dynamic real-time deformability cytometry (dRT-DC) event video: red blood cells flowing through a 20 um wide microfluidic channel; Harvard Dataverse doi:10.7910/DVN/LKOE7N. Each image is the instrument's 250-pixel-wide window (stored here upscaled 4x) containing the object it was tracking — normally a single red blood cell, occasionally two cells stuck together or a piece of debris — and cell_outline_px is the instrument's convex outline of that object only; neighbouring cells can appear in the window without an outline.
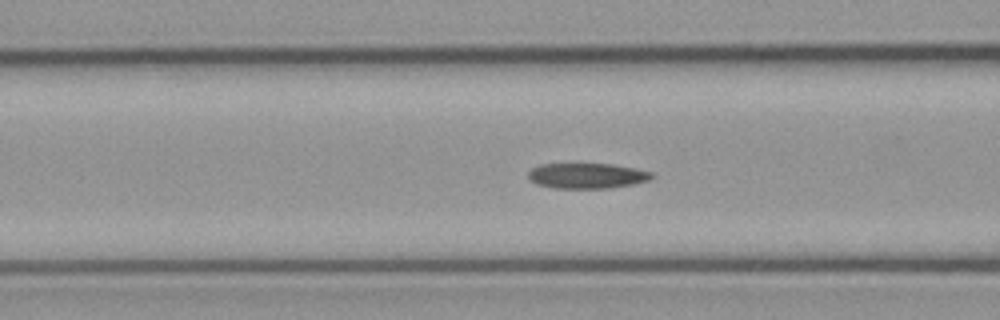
{"species": "common noctule bat (a hibernating species)", "species_latin": "Nyctalus noctula", "temperature_condition": "cold", "stored_images_in_passage": 57, "camera_frame_rate_fps": 3000, "um_per_image_px": 0.085, "animal": {"sex": "male", "body_mass_g": 23.1, "forearm_length_mm": 52.7}, "frame": {"image": 1, "passage_image": 22, "time_ms": 7.0, "image_size_px": [1000, 320], "cell_outline_px": [[656, 176], [648, 180], [632, 184], [612, 188], [552, 188], [536, 184], [528, 176], [528, 172], [532, 168], [540, 164], [612, 164], [636, 168], [652, 172]], "centroid_in_image_um": [49.91, 14.94], "position_along_channel_um": 116.7, "area_um2": 18.32}}
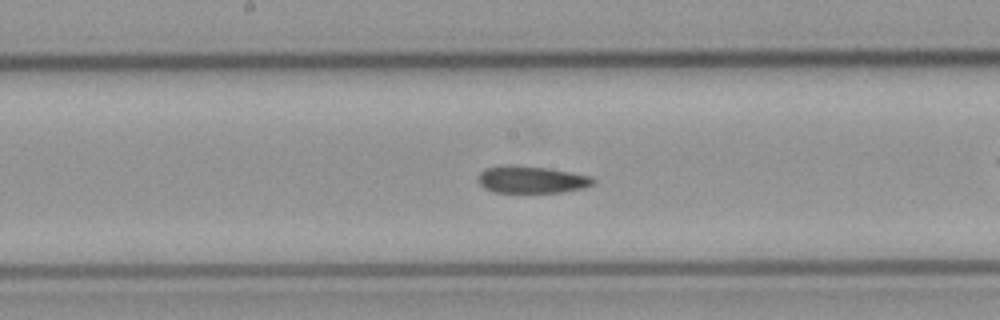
{"frame": {"image": 2, "passage_image": 29, "time_ms": 9.333, "image_size_px": [1000, 320], "cell_outline_px": [[596, 180], [592, 184], [580, 188], [560, 192], [492, 192], [484, 188], [476, 180], [480, 172], [484, 168], [500, 164], [516, 164], [548, 168], [592, 176]], "centroid_in_image_um": [45.09, 15.24], "position_along_channel_um": 203.1, "area_um2": 18.44}}
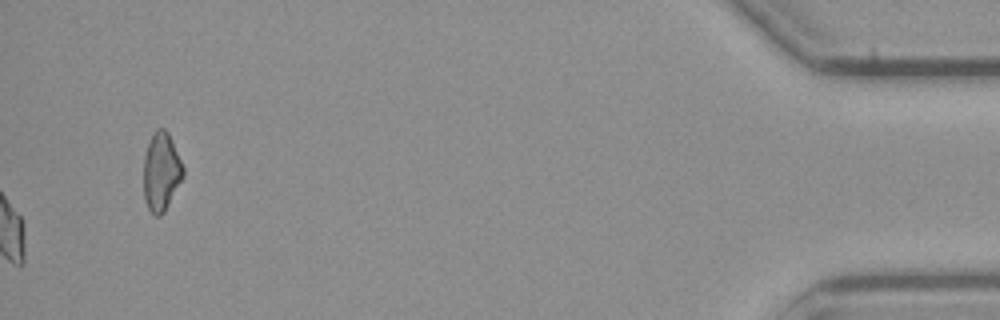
{"frame": {"image": 3, "passage_image": 57, "time_ms": 18.667, "image_size_px": [1000, 320], "cell_outline_px": [[184, 176], [164, 212], [160, 216], [156, 216], [148, 208], [144, 200], [144, 156], [152, 132], [156, 128], [164, 128], [168, 132], [184, 168]], "centroid_in_image_um": [13.7, 14.58], "position_along_channel_um": 421.5, "area_um2": 18.03}, "authors_computed_cell_mechanics": {"area_um2": 18.6694, "velocity_mm_per_s": 3.6777, "shape_relaxation_time_tau1_ms": null, "shape_relaxation_time_tau2_ms": 3.0812, "deformation_change_tau1": null, "deformation_change_tau2": 0.0919}}